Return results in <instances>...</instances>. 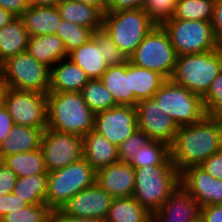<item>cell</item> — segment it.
I'll return each mask as SVG.
<instances>
[{"label":"cell","mask_w":222,"mask_h":222,"mask_svg":"<svg viewBox=\"0 0 222 222\" xmlns=\"http://www.w3.org/2000/svg\"><path fill=\"white\" fill-rule=\"evenodd\" d=\"M169 150L180 174L189 167L200 166L212 154L222 150L221 117L205 115L195 124L178 127Z\"/></svg>","instance_id":"1"},{"label":"cell","mask_w":222,"mask_h":222,"mask_svg":"<svg viewBox=\"0 0 222 222\" xmlns=\"http://www.w3.org/2000/svg\"><path fill=\"white\" fill-rule=\"evenodd\" d=\"M94 115L81 92L47 93L48 128L83 137L94 130Z\"/></svg>","instance_id":"2"},{"label":"cell","mask_w":222,"mask_h":222,"mask_svg":"<svg viewBox=\"0 0 222 222\" xmlns=\"http://www.w3.org/2000/svg\"><path fill=\"white\" fill-rule=\"evenodd\" d=\"M132 195L151 214L180 186V172L169 157L163 164L134 168Z\"/></svg>","instance_id":"3"},{"label":"cell","mask_w":222,"mask_h":222,"mask_svg":"<svg viewBox=\"0 0 222 222\" xmlns=\"http://www.w3.org/2000/svg\"><path fill=\"white\" fill-rule=\"evenodd\" d=\"M156 24L144 9L106 11L102 29L129 59Z\"/></svg>","instance_id":"4"},{"label":"cell","mask_w":222,"mask_h":222,"mask_svg":"<svg viewBox=\"0 0 222 222\" xmlns=\"http://www.w3.org/2000/svg\"><path fill=\"white\" fill-rule=\"evenodd\" d=\"M222 70V47L203 53L178 55L171 80L203 97Z\"/></svg>","instance_id":"5"},{"label":"cell","mask_w":222,"mask_h":222,"mask_svg":"<svg viewBox=\"0 0 222 222\" xmlns=\"http://www.w3.org/2000/svg\"><path fill=\"white\" fill-rule=\"evenodd\" d=\"M96 182V170L82 158L62 169L48 172L46 204L60 210L75 194Z\"/></svg>","instance_id":"6"},{"label":"cell","mask_w":222,"mask_h":222,"mask_svg":"<svg viewBox=\"0 0 222 222\" xmlns=\"http://www.w3.org/2000/svg\"><path fill=\"white\" fill-rule=\"evenodd\" d=\"M160 25L167 32L177 55L203 53L220 48L211 22L169 17Z\"/></svg>","instance_id":"7"},{"label":"cell","mask_w":222,"mask_h":222,"mask_svg":"<svg viewBox=\"0 0 222 222\" xmlns=\"http://www.w3.org/2000/svg\"><path fill=\"white\" fill-rule=\"evenodd\" d=\"M177 56L167 32L160 24H156L128 60L136 66L156 71L166 79H171Z\"/></svg>","instance_id":"8"},{"label":"cell","mask_w":222,"mask_h":222,"mask_svg":"<svg viewBox=\"0 0 222 222\" xmlns=\"http://www.w3.org/2000/svg\"><path fill=\"white\" fill-rule=\"evenodd\" d=\"M153 98L178 127L195 124L205 116L202 97L171 79L164 82Z\"/></svg>","instance_id":"9"},{"label":"cell","mask_w":222,"mask_h":222,"mask_svg":"<svg viewBox=\"0 0 222 222\" xmlns=\"http://www.w3.org/2000/svg\"><path fill=\"white\" fill-rule=\"evenodd\" d=\"M1 79L8 88L48 93L50 68L26 51L1 63Z\"/></svg>","instance_id":"10"},{"label":"cell","mask_w":222,"mask_h":222,"mask_svg":"<svg viewBox=\"0 0 222 222\" xmlns=\"http://www.w3.org/2000/svg\"><path fill=\"white\" fill-rule=\"evenodd\" d=\"M4 106L14 124L33 128L47 127V93L7 88Z\"/></svg>","instance_id":"11"},{"label":"cell","mask_w":222,"mask_h":222,"mask_svg":"<svg viewBox=\"0 0 222 222\" xmlns=\"http://www.w3.org/2000/svg\"><path fill=\"white\" fill-rule=\"evenodd\" d=\"M40 150L46 171H55L83 158V139L82 136L46 127Z\"/></svg>","instance_id":"12"},{"label":"cell","mask_w":222,"mask_h":222,"mask_svg":"<svg viewBox=\"0 0 222 222\" xmlns=\"http://www.w3.org/2000/svg\"><path fill=\"white\" fill-rule=\"evenodd\" d=\"M138 129V114L134 106L117 105L95 113L94 131L119 146Z\"/></svg>","instance_id":"13"},{"label":"cell","mask_w":222,"mask_h":222,"mask_svg":"<svg viewBox=\"0 0 222 222\" xmlns=\"http://www.w3.org/2000/svg\"><path fill=\"white\" fill-rule=\"evenodd\" d=\"M136 109L138 129L144 131L152 141L164 142L170 146L178 126L170 116L163 113L158 102L153 97L144 99L137 103Z\"/></svg>","instance_id":"14"},{"label":"cell","mask_w":222,"mask_h":222,"mask_svg":"<svg viewBox=\"0 0 222 222\" xmlns=\"http://www.w3.org/2000/svg\"><path fill=\"white\" fill-rule=\"evenodd\" d=\"M113 199L95 182L70 198L60 211L73 217H88L105 221Z\"/></svg>","instance_id":"15"},{"label":"cell","mask_w":222,"mask_h":222,"mask_svg":"<svg viewBox=\"0 0 222 222\" xmlns=\"http://www.w3.org/2000/svg\"><path fill=\"white\" fill-rule=\"evenodd\" d=\"M180 185L201 207L222 204V180L215 179L200 166L185 169L180 174Z\"/></svg>","instance_id":"16"},{"label":"cell","mask_w":222,"mask_h":222,"mask_svg":"<svg viewBox=\"0 0 222 222\" xmlns=\"http://www.w3.org/2000/svg\"><path fill=\"white\" fill-rule=\"evenodd\" d=\"M201 215V206L181 185L152 214L153 222H193Z\"/></svg>","instance_id":"17"},{"label":"cell","mask_w":222,"mask_h":222,"mask_svg":"<svg viewBox=\"0 0 222 222\" xmlns=\"http://www.w3.org/2000/svg\"><path fill=\"white\" fill-rule=\"evenodd\" d=\"M96 183L111 197H131L135 189V171L129 163H115L96 171Z\"/></svg>","instance_id":"18"},{"label":"cell","mask_w":222,"mask_h":222,"mask_svg":"<svg viewBox=\"0 0 222 222\" xmlns=\"http://www.w3.org/2000/svg\"><path fill=\"white\" fill-rule=\"evenodd\" d=\"M90 79L68 57L50 68L49 92H80Z\"/></svg>","instance_id":"19"},{"label":"cell","mask_w":222,"mask_h":222,"mask_svg":"<svg viewBox=\"0 0 222 222\" xmlns=\"http://www.w3.org/2000/svg\"><path fill=\"white\" fill-rule=\"evenodd\" d=\"M83 158L96 171L119 162L118 148L94 130L83 137Z\"/></svg>","instance_id":"20"},{"label":"cell","mask_w":222,"mask_h":222,"mask_svg":"<svg viewBox=\"0 0 222 222\" xmlns=\"http://www.w3.org/2000/svg\"><path fill=\"white\" fill-rule=\"evenodd\" d=\"M45 129L13 124L10 133L0 144V160L7 155L39 150Z\"/></svg>","instance_id":"21"},{"label":"cell","mask_w":222,"mask_h":222,"mask_svg":"<svg viewBox=\"0 0 222 222\" xmlns=\"http://www.w3.org/2000/svg\"><path fill=\"white\" fill-rule=\"evenodd\" d=\"M100 80L111 92L117 105L135 107V96L130 91V61L121 65L109 66L102 74Z\"/></svg>","instance_id":"22"},{"label":"cell","mask_w":222,"mask_h":222,"mask_svg":"<svg viewBox=\"0 0 222 222\" xmlns=\"http://www.w3.org/2000/svg\"><path fill=\"white\" fill-rule=\"evenodd\" d=\"M20 18L29 36L55 34L62 20L57 6L27 7Z\"/></svg>","instance_id":"23"},{"label":"cell","mask_w":222,"mask_h":222,"mask_svg":"<svg viewBox=\"0 0 222 222\" xmlns=\"http://www.w3.org/2000/svg\"><path fill=\"white\" fill-rule=\"evenodd\" d=\"M26 51L38 62L49 68L69 55L63 41L55 34L29 36Z\"/></svg>","instance_id":"24"},{"label":"cell","mask_w":222,"mask_h":222,"mask_svg":"<svg viewBox=\"0 0 222 222\" xmlns=\"http://www.w3.org/2000/svg\"><path fill=\"white\" fill-rule=\"evenodd\" d=\"M102 44L92 37L87 43L69 53L68 58L78 65L89 79H100L109 67L104 60Z\"/></svg>","instance_id":"25"},{"label":"cell","mask_w":222,"mask_h":222,"mask_svg":"<svg viewBox=\"0 0 222 222\" xmlns=\"http://www.w3.org/2000/svg\"><path fill=\"white\" fill-rule=\"evenodd\" d=\"M56 6L63 20L93 31L102 29L104 14L98 8L72 0H61Z\"/></svg>","instance_id":"26"},{"label":"cell","mask_w":222,"mask_h":222,"mask_svg":"<svg viewBox=\"0 0 222 222\" xmlns=\"http://www.w3.org/2000/svg\"><path fill=\"white\" fill-rule=\"evenodd\" d=\"M29 34L20 17L0 28V64L5 60L26 52Z\"/></svg>","instance_id":"27"},{"label":"cell","mask_w":222,"mask_h":222,"mask_svg":"<svg viewBox=\"0 0 222 222\" xmlns=\"http://www.w3.org/2000/svg\"><path fill=\"white\" fill-rule=\"evenodd\" d=\"M166 80L160 73L130 62V91L135 96V107L139 101L152 98Z\"/></svg>","instance_id":"28"},{"label":"cell","mask_w":222,"mask_h":222,"mask_svg":"<svg viewBox=\"0 0 222 222\" xmlns=\"http://www.w3.org/2000/svg\"><path fill=\"white\" fill-rule=\"evenodd\" d=\"M152 214L135 198H115L104 222H150Z\"/></svg>","instance_id":"29"},{"label":"cell","mask_w":222,"mask_h":222,"mask_svg":"<svg viewBox=\"0 0 222 222\" xmlns=\"http://www.w3.org/2000/svg\"><path fill=\"white\" fill-rule=\"evenodd\" d=\"M1 161L4 162L17 177L48 174L40 149L7 155Z\"/></svg>","instance_id":"30"},{"label":"cell","mask_w":222,"mask_h":222,"mask_svg":"<svg viewBox=\"0 0 222 222\" xmlns=\"http://www.w3.org/2000/svg\"><path fill=\"white\" fill-rule=\"evenodd\" d=\"M48 174L18 177L13 193L31 204H46Z\"/></svg>","instance_id":"31"},{"label":"cell","mask_w":222,"mask_h":222,"mask_svg":"<svg viewBox=\"0 0 222 222\" xmlns=\"http://www.w3.org/2000/svg\"><path fill=\"white\" fill-rule=\"evenodd\" d=\"M80 92L85 103L94 113L117 106L113 95L106 89L100 79H90Z\"/></svg>","instance_id":"32"},{"label":"cell","mask_w":222,"mask_h":222,"mask_svg":"<svg viewBox=\"0 0 222 222\" xmlns=\"http://www.w3.org/2000/svg\"><path fill=\"white\" fill-rule=\"evenodd\" d=\"M215 0H178L172 18L211 22Z\"/></svg>","instance_id":"33"},{"label":"cell","mask_w":222,"mask_h":222,"mask_svg":"<svg viewBox=\"0 0 222 222\" xmlns=\"http://www.w3.org/2000/svg\"><path fill=\"white\" fill-rule=\"evenodd\" d=\"M170 157L169 146L164 142L151 141L139 148L129 163L134 168L157 166L163 164Z\"/></svg>","instance_id":"34"},{"label":"cell","mask_w":222,"mask_h":222,"mask_svg":"<svg viewBox=\"0 0 222 222\" xmlns=\"http://www.w3.org/2000/svg\"><path fill=\"white\" fill-rule=\"evenodd\" d=\"M93 30L81 25L61 20L55 35L61 38L67 53L79 48L93 37Z\"/></svg>","instance_id":"35"},{"label":"cell","mask_w":222,"mask_h":222,"mask_svg":"<svg viewBox=\"0 0 222 222\" xmlns=\"http://www.w3.org/2000/svg\"><path fill=\"white\" fill-rule=\"evenodd\" d=\"M52 212L47 204H31L4 215L0 222H50Z\"/></svg>","instance_id":"36"},{"label":"cell","mask_w":222,"mask_h":222,"mask_svg":"<svg viewBox=\"0 0 222 222\" xmlns=\"http://www.w3.org/2000/svg\"><path fill=\"white\" fill-rule=\"evenodd\" d=\"M205 115L222 117V70L212 81L210 89L202 97Z\"/></svg>","instance_id":"37"},{"label":"cell","mask_w":222,"mask_h":222,"mask_svg":"<svg viewBox=\"0 0 222 222\" xmlns=\"http://www.w3.org/2000/svg\"><path fill=\"white\" fill-rule=\"evenodd\" d=\"M151 141L152 140L144 131L137 129L124 142L117 146L119 162L130 163L137 150L143 146H146Z\"/></svg>","instance_id":"38"},{"label":"cell","mask_w":222,"mask_h":222,"mask_svg":"<svg viewBox=\"0 0 222 222\" xmlns=\"http://www.w3.org/2000/svg\"><path fill=\"white\" fill-rule=\"evenodd\" d=\"M93 38L97 44H102V55L108 66L121 65L128 61L122 51L103 29L93 32Z\"/></svg>","instance_id":"39"},{"label":"cell","mask_w":222,"mask_h":222,"mask_svg":"<svg viewBox=\"0 0 222 222\" xmlns=\"http://www.w3.org/2000/svg\"><path fill=\"white\" fill-rule=\"evenodd\" d=\"M178 0H146L144 10L157 23L174 15Z\"/></svg>","instance_id":"40"},{"label":"cell","mask_w":222,"mask_h":222,"mask_svg":"<svg viewBox=\"0 0 222 222\" xmlns=\"http://www.w3.org/2000/svg\"><path fill=\"white\" fill-rule=\"evenodd\" d=\"M29 204L13 192L0 196V219L10 213L27 207Z\"/></svg>","instance_id":"41"},{"label":"cell","mask_w":222,"mask_h":222,"mask_svg":"<svg viewBox=\"0 0 222 222\" xmlns=\"http://www.w3.org/2000/svg\"><path fill=\"white\" fill-rule=\"evenodd\" d=\"M17 178L16 174L0 160V196L13 192Z\"/></svg>","instance_id":"42"},{"label":"cell","mask_w":222,"mask_h":222,"mask_svg":"<svg viewBox=\"0 0 222 222\" xmlns=\"http://www.w3.org/2000/svg\"><path fill=\"white\" fill-rule=\"evenodd\" d=\"M200 167L215 179L222 180V150L212 154Z\"/></svg>","instance_id":"43"},{"label":"cell","mask_w":222,"mask_h":222,"mask_svg":"<svg viewBox=\"0 0 222 222\" xmlns=\"http://www.w3.org/2000/svg\"><path fill=\"white\" fill-rule=\"evenodd\" d=\"M146 0H107L106 11L143 9Z\"/></svg>","instance_id":"44"},{"label":"cell","mask_w":222,"mask_h":222,"mask_svg":"<svg viewBox=\"0 0 222 222\" xmlns=\"http://www.w3.org/2000/svg\"><path fill=\"white\" fill-rule=\"evenodd\" d=\"M211 24L216 41L222 47V0H215Z\"/></svg>","instance_id":"45"},{"label":"cell","mask_w":222,"mask_h":222,"mask_svg":"<svg viewBox=\"0 0 222 222\" xmlns=\"http://www.w3.org/2000/svg\"><path fill=\"white\" fill-rule=\"evenodd\" d=\"M200 217L204 222H222V204L201 207Z\"/></svg>","instance_id":"46"},{"label":"cell","mask_w":222,"mask_h":222,"mask_svg":"<svg viewBox=\"0 0 222 222\" xmlns=\"http://www.w3.org/2000/svg\"><path fill=\"white\" fill-rule=\"evenodd\" d=\"M13 120L7 108L3 105L0 107V144L10 133Z\"/></svg>","instance_id":"47"},{"label":"cell","mask_w":222,"mask_h":222,"mask_svg":"<svg viewBox=\"0 0 222 222\" xmlns=\"http://www.w3.org/2000/svg\"><path fill=\"white\" fill-rule=\"evenodd\" d=\"M52 222H104L96 218L88 217H73L70 215L63 214L60 210L52 212Z\"/></svg>","instance_id":"48"},{"label":"cell","mask_w":222,"mask_h":222,"mask_svg":"<svg viewBox=\"0 0 222 222\" xmlns=\"http://www.w3.org/2000/svg\"><path fill=\"white\" fill-rule=\"evenodd\" d=\"M0 7L10 11L16 17H20L27 9L22 0H0Z\"/></svg>","instance_id":"49"},{"label":"cell","mask_w":222,"mask_h":222,"mask_svg":"<svg viewBox=\"0 0 222 222\" xmlns=\"http://www.w3.org/2000/svg\"><path fill=\"white\" fill-rule=\"evenodd\" d=\"M84 4H88L98 8L103 14L106 13L107 9V0H72Z\"/></svg>","instance_id":"50"},{"label":"cell","mask_w":222,"mask_h":222,"mask_svg":"<svg viewBox=\"0 0 222 222\" xmlns=\"http://www.w3.org/2000/svg\"><path fill=\"white\" fill-rule=\"evenodd\" d=\"M15 17L10 11L0 7V28L9 24Z\"/></svg>","instance_id":"51"},{"label":"cell","mask_w":222,"mask_h":222,"mask_svg":"<svg viewBox=\"0 0 222 222\" xmlns=\"http://www.w3.org/2000/svg\"><path fill=\"white\" fill-rule=\"evenodd\" d=\"M61 0H35L34 6H56Z\"/></svg>","instance_id":"52"},{"label":"cell","mask_w":222,"mask_h":222,"mask_svg":"<svg viewBox=\"0 0 222 222\" xmlns=\"http://www.w3.org/2000/svg\"><path fill=\"white\" fill-rule=\"evenodd\" d=\"M7 85L0 79V107L4 105V97L7 90Z\"/></svg>","instance_id":"53"},{"label":"cell","mask_w":222,"mask_h":222,"mask_svg":"<svg viewBox=\"0 0 222 222\" xmlns=\"http://www.w3.org/2000/svg\"><path fill=\"white\" fill-rule=\"evenodd\" d=\"M22 2L26 7H32L34 6L35 0H22Z\"/></svg>","instance_id":"54"},{"label":"cell","mask_w":222,"mask_h":222,"mask_svg":"<svg viewBox=\"0 0 222 222\" xmlns=\"http://www.w3.org/2000/svg\"><path fill=\"white\" fill-rule=\"evenodd\" d=\"M193 222H204V220H203L201 217H199L198 219H196V220L193 221Z\"/></svg>","instance_id":"55"}]
</instances>
